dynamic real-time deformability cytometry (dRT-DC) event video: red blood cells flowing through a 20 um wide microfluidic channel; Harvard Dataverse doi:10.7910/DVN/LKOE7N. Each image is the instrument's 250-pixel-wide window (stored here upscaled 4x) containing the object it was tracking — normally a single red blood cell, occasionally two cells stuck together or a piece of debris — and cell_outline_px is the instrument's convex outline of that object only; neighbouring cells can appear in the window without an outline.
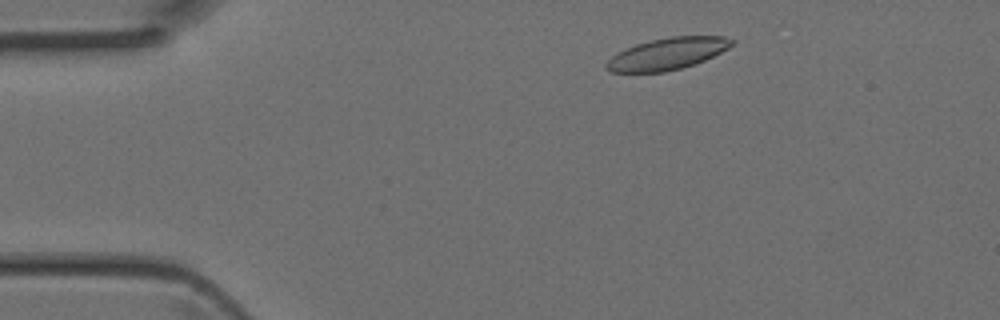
{"species": "Egyptian fruit bat (a non-hibernating species)", "species_latin": "Rousettus aegyptiacus", "temperature_condition": "room temperature", "stored_images_in_passage": 3, "camera_frame_rate_fps": 3000, "um_per_image_px": 0.085, "animal": {"sex": "female"}, "frame": {"image": 1, "passage_image": 2, "time_ms": 0.333, "image_size_px": [1000, 320], "cell_outline_px": [[736, 40], [728, 48], [704, 60], [680, 68], [664, 72], [612, 72], [604, 68], [604, 64], [612, 56], [636, 44], [652, 40], [672, 36], [724, 36]], "centroid_in_image_um": [56.72, 4.57], "position_along_channel_um": 28.3, "area_um2": 22.89}}
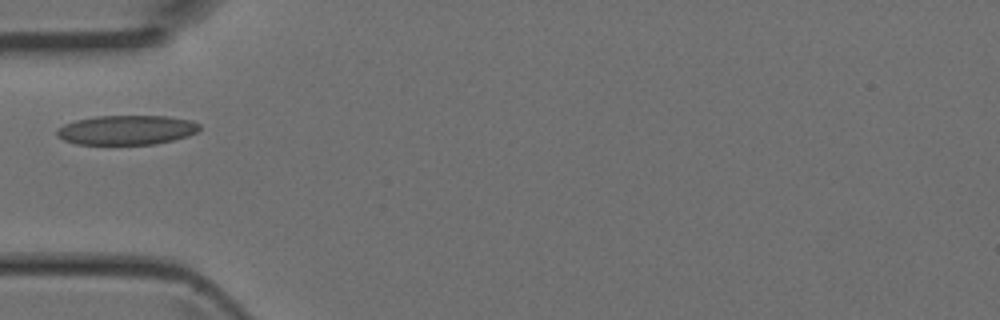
{"frame": {"image": 2, "passage_image": 3, "time_ms": 0.667, "image_size_px": [1000, 320], "cell_outline_px": [[200, 128], [196, 132], [188, 136], [156, 144], [76, 144], [64, 140], [56, 136], [56, 132], [64, 124], [76, 120], [96, 116], [168, 116], [192, 120], [200, 124]], "centroid_in_image_um": [10.78, 11.04], "position_along_channel_um": 74.2, "area_um2": 24.51}}